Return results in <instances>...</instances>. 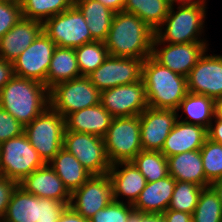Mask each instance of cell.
<instances>
[{
	"mask_svg": "<svg viewBox=\"0 0 222 222\" xmlns=\"http://www.w3.org/2000/svg\"><path fill=\"white\" fill-rule=\"evenodd\" d=\"M155 32L138 16L125 11L114 14L104 41L109 55L146 59L152 56Z\"/></svg>",
	"mask_w": 222,
	"mask_h": 222,
	"instance_id": "1",
	"label": "cell"
},
{
	"mask_svg": "<svg viewBox=\"0 0 222 222\" xmlns=\"http://www.w3.org/2000/svg\"><path fill=\"white\" fill-rule=\"evenodd\" d=\"M207 9L203 2L174 0L155 37L168 44L208 42L204 38Z\"/></svg>",
	"mask_w": 222,
	"mask_h": 222,
	"instance_id": "2",
	"label": "cell"
},
{
	"mask_svg": "<svg viewBox=\"0 0 222 222\" xmlns=\"http://www.w3.org/2000/svg\"><path fill=\"white\" fill-rule=\"evenodd\" d=\"M0 107L25 126L49 107V89L38 81L14 75L0 90Z\"/></svg>",
	"mask_w": 222,
	"mask_h": 222,
	"instance_id": "3",
	"label": "cell"
},
{
	"mask_svg": "<svg viewBox=\"0 0 222 222\" xmlns=\"http://www.w3.org/2000/svg\"><path fill=\"white\" fill-rule=\"evenodd\" d=\"M142 80L151 108L176 110L188 93L187 78L172 72L152 56L143 62Z\"/></svg>",
	"mask_w": 222,
	"mask_h": 222,
	"instance_id": "4",
	"label": "cell"
},
{
	"mask_svg": "<svg viewBox=\"0 0 222 222\" xmlns=\"http://www.w3.org/2000/svg\"><path fill=\"white\" fill-rule=\"evenodd\" d=\"M64 131L65 118L50 106L24 126V134L45 163L63 147Z\"/></svg>",
	"mask_w": 222,
	"mask_h": 222,
	"instance_id": "5",
	"label": "cell"
},
{
	"mask_svg": "<svg viewBox=\"0 0 222 222\" xmlns=\"http://www.w3.org/2000/svg\"><path fill=\"white\" fill-rule=\"evenodd\" d=\"M104 143L111 164L131 161L142 150L140 115L113 117Z\"/></svg>",
	"mask_w": 222,
	"mask_h": 222,
	"instance_id": "6",
	"label": "cell"
},
{
	"mask_svg": "<svg viewBox=\"0 0 222 222\" xmlns=\"http://www.w3.org/2000/svg\"><path fill=\"white\" fill-rule=\"evenodd\" d=\"M45 164L24 133L0 143V175L18 184Z\"/></svg>",
	"mask_w": 222,
	"mask_h": 222,
	"instance_id": "7",
	"label": "cell"
},
{
	"mask_svg": "<svg viewBox=\"0 0 222 222\" xmlns=\"http://www.w3.org/2000/svg\"><path fill=\"white\" fill-rule=\"evenodd\" d=\"M101 92L87 76L60 82L49 89V106L64 118L100 103Z\"/></svg>",
	"mask_w": 222,
	"mask_h": 222,
	"instance_id": "8",
	"label": "cell"
},
{
	"mask_svg": "<svg viewBox=\"0 0 222 222\" xmlns=\"http://www.w3.org/2000/svg\"><path fill=\"white\" fill-rule=\"evenodd\" d=\"M43 31L57 47L75 49L94 42L84 16L74 4L68 10L48 18L43 23Z\"/></svg>",
	"mask_w": 222,
	"mask_h": 222,
	"instance_id": "9",
	"label": "cell"
},
{
	"mask_svg": "<svg viewBox=\"0 0 222 222\" xmlns=\"http://www.w3.org/2000/svg\"><path fill=\"white\" fill-rule=\"evenodd\" d=\"M63 148L73 154L92 175L108 174V160L104 138L93 134L64 131Z\"/></svg>",
	"mask_w": 222,
	"mask_h": 222,
	"instance_id": "10",
	"label": "cell"
},
{
	"mask_svg": "<svg viewBox=\"0 0 222 222\" xmlns=\"http://www.w3.org/2000/svg\"><path fill=\"white\" fill-rule=\"evenodd\" d=\"M144 60L109 55L87 77L100 92L119 85L131 84L142 79V65Z\"/></svg>",
	"mask_w": 222,
	"mask_h": 222,
	"instance_id": "11",
	"label": "cell"
},
{
	"mask_svg": "<svg viewBox=\"0 0 222 222\" xmlns=\"http://www.w3.org/2000/svg\"><path fill=\"white\" fill-rule=\"evenodd\" d=\"M56 44L44 31L12 63L14 75L45 85Z\"/></svg>",
	"mask_w": 222,
	"mask_h": 222,
	"instance_id": "12",
	"label": "cell"
},
{
	"mask_svg": "<svg viewBox=\"0 0 222 222\" xmlns=\"http://www.w3.org/2000/svg\"><path fill=\"white\" fill-rule=\"evenodd\" d=\"M209 45L207 42L168 44L154 37L152 57L172 72L187 77Z\"/></svg>",
	"mask_w": 222,
	"mask_h": 222,
	"instance_id": "13",
	"label": "cell"
},
{
	"mask_svg": "<svg viewBox=\"0 0 222 222\" xmlns=\"http://www.w3.org/2000/svg\"><path fill=\"white\" fill-rule=\"evenodd\" d=\"M112 200V182L109 175H92L71 193L69 206L82 217L90 219Z\"/></svg>",
	"mask_w": 222,
	"mask_h": 222,
	"instance_id": "14",
	"label": "cell"
},
{
	"mask_svg": "<svg viewBox=\"0 0 222 222\" xmlns=\"http://www.w3.org/2000/svg\"><path fill=\"white\" fill-rule=\"evenodd\" d=\"M100 103L113 117L140 115L148 107L143 80L101 91Z\"/></svg>",
	"mask_w": 222,
	"mask_h": 222,
	"instance_id": "15",
	"label": "cell"
},
{
	"mask_svg": "<svg viewBox=\"0 0 222 222\" xmlns=\"http://www.w3.org/2000/svg\"><path fill=\"white\" fill-rule=\"evenodd\" d=\"M209 50L206 49L186 77L187 88L190 93L215 100L222 97V54H208Z\"/></svg>",
	"mask_w": 222,
	"mask_h": 222,
	"instance_id": "16",
	"label": "cell"
},
{
	"mask_svg": "<svg viewBox=\"0 0 222 222\" xmlns=\"http://www.w3.org/2000/svg\"><path fill=\"white\" fill-rule=\"evenodd\" d=\"M176 121V110L147 107L140 114L142 150L161 151Z\"/></svg>",
	"mask_w": 222,
	"mask_h": 222,
	"instance_id": "17",
	"label": "cell"
},
{
	"mask_svg": "<svg viewBox=\"0 0 222 222\" xmlns=\"http://www.w3.org/2000/svg\"><path fill=\"white\" fill-rule=\"evenodd\" d=\"M108 175L112 182L113 200L123 203L133 205L147 184L131 161L111 164Z\"/></svg>",
	"mask_w": 222,
	"mask_h": 222,
	"instance_id": "18",
	"label": "cell"
},
{
	"mask_svg": "<svg viewBox=\"0 0 222 222\" xmlns=\"http://www.w3.org/2000/svg\"><path fill=\"white\" fill-rule=\"evenodd\" d=\"M19 186L39 198L70 203L71 193L48 163L27 175Z\"/></svg>",
	"mask_w": 222,
	"mask_h": 222,
	"instance_id": "19",
	"label": "cell"
},
{
	"mask_svg": "<svg viewBox=\"0 0 222 222\" xmlns=\"http://www.w3.org/2000/svg\"><path fill=\"white\" fill-rule=\"evenodd\" d=\"M42 32V22L22 17L0 38V57L13 63Z\"/></svg>",
	"mask_w": 222,
	"mask_h": 222,
	"instance_id": "20",
	"label": "cell"
},
{
	"mask_svg": "<svg viewBox=\"0 0 222 222\" xmlns=\"http://www.w3.org/2000/svg\"><path fill=\"white\" fill-rule=\"evenodd\" d=\"M207 138L206 128L177 119L160 152L167 158L192 150H200Z\"/></svg>",
	"mask_w": 222,
	"mask_h": 222,
	"instance_id": "21",
	"label": "cell"
},
{
	"mask_svg": "<svg viewBox=\"0 0 222 222\" xmlns=\"http://www.w3.org/2000/svg\"><path fill=\"white\" fill-rule=\"evenodd\" d=\"M113 116L98 103L81 109L65 117V131L87 133L104 138Z\"/></svg>",
	"mask_w": 222,
	"mask_h": 222,
	"instance_id": "22",
	"label": "cell"
},
{
	"mask_svg": "<svg viewBox=\"0 0 222 222\" xmlns=\"http://www.w3.org/2000/svg\"><path fill=\"white\" fill-rule=\"evenodd\" d=\"M175 184L176 180L170 175L155 182H147L133 204L134 210L142 213H164L169 207Z\"/></svg>",
	"mask_w": 222,
	"mask_h": 222,
	"instance_id": "23",
	"label": "cell"
},
{
	"mask_svg": "<svg viewBox=\"0 0 222 222\" xmlns=\"http://www.w3.org/2000/svg\"><path fill=\"white\" fill-rule=\"evenodd\" d=\"M168 172L176 181L191 182L206 188V177L200 150L167 157Z\"/></svg>",
	"mask_w": 222,
	"mask_h": 222,
	"instance_id": "24",
	"label": "cell"
},
{
	"mask_svg": "<svg viewBox=\"0 0 222 222\" xmlns=\"http://www.w3.org/2000/svg\"><path fill=\"white\" fill-rule=\"evenodd\" d=\"M48 164L70 193L81 187L92 176L77 158L63 147Z\"/></svg>",
	"mask_w": 222,
	"mask_h": 222,
	"instance_id": "25",
	"label": "cell"
},
{
	"mask_svg": "<svg viewBox=\"0 0 222 222\" xmlns=\"http://www.w3.org/2000/svg\"><path fill=\"white\" fill-rule=\"evenodd\" d=\"M214 106V99L205 95L188 92L176 109L177 119L202 126L208 130L214 119ZM179 111H182L181 116L179 115ZM183 114L185 117H182Z\"/></svg>",
	"mask_w": 222,
	"mask_h": 222,
	"instance_id": "26",
	"label": "cell"
},
{
	"mask_svg": "<svg viewBox=\"0 0 222 222\" xmlns=\"http://www.w3.org/2000/svg\"><path fill=\"white\" fill-rule=\"evenodd\" d=\"M74 5L80 10L87 22L92 39L104 42L115 12L97 0H77Z\"/></svg>",
	"mask_w": 222,
	"mask_h": 222,
	"instance_id": "27",
	"label": "cell"
},
{
	"mask_svg": "<svg viewBox=\"0 0 222 222\" xmlns=\"http://www.w3.org/2000/svg\"><path fill=\"white\" fill-rule=\"evenodd\" d=\"M81 77L75 49L56 47L47 72L45 86L50 89L54 85Z\"/></svg>",
	"mask_w": 222,
	"mask_h": 222,
	"instance_id": "28",
	"label": "cell"
},
{
	"mask_svg": "<svg viewBox=\"0 0 222 222\" xmlns=\"http://www.w3.org/2000/svg\"><path fill=\"white\" fill-rule=\"evenodd\" d=\"M174 0H126L125 12L135 14L154 32L162 25Z\"/></svg>",
	"mask_w": 222,
	"mask_h": 222,
	"instance_id": "29",
	"label": "cell"
},
{
	"mask_svg": "<svg viewBox=\"0 0 222 222\" xmlns=\"http://www.w3.org/2000/svg\"><path fill=\"white\" fill-rule=\"evenodd\" d=\"M6 222H37V196L19 185L14 190L3 218Z\"/></svg>",
	"mask_w": 222,
	"mask_h": 222,
	"instance_id": "30",
	"label": "cell"
},
{
	"mask_svg": "<svg viewBox=\"0 0 222 222\" xmlns=\"http://www.w3.org/2000/svg\"><path fill=\"white\" fill-rule=\"evenodd\" d=\"M131 162L147 182H155L169 175L167 158L160 151L141 150Z\"/></svg>",
	"mask_w": 222,
	"mask_h": 222,
	"instance_id": "31",
	"label": "cell"
},
{
	"mask_svg": "<svg viewBox=\"0 0 222 222\" xmlns=\"http://www.w3.org/2000/svg\"><path fill=\"white\" fill-rule=\"evenodd\" d=\"M20 3L23 18L42 23L74 4L72 0H20Z\"/></svg>",
	"mask_w": 222,
	"mask_h": 222,
	"instance_id": "32",
	"label": "cell"
},
{
	"mask_svg": "<svg viewBox=\"0 0 222 222\" xmlns=\"http://www.w3.org/2000/svg\"><path fill=\"white\" fill-rule=\"evenodd\" d=\"M76 59L81 76L96 70L109 56L105 43L94 41L75 48Z\"/></svg>",
	"mask_w": 222,
	"mask_h": 222,
	"instance_id": "33",
	"label": "cell"
},
{
	"mask_svg": "<svg viewBox=\"0 0 222 222\" xmlns=\"http://www.w3.org/2000/svg\"><path fill=\"white\" fill-rule=\"evenodd\" d=\"M193 222H222V204L209 186L200 192L197 206L192 213Z\"/></svg>",
	"mask_w": 222,
	"mask_h": 222,
	"instance_id": "34",
	"label": "cell"
},
{
	"mask_svg": "<svg viewBox=\"0 0 222 222\" xmlns=\"http://www.w3.org/2000/svg\"><path fill=\"white\" fill-rule=\"evenodd\" d=\"M203 188L191 182L176 181L168 209L192 214Z\"/></svg>",
	"mask_w": 222,
	"mask_h": 222,
	"instance_id": "35",
	"label": "cell"
},
{
	"mask_svg": "<svg viewBox=\"0 0 222 222\" xmlns=\"http://www.w3.org/2000/svg\"><path fill=\"white\" fill-rule=\"evenodd\" d=\"M206 187L216 180L222 179V144L206 139L200 149Z\"/></svg>",
	"mask_w": 222,
	"mask_h": 222,
	"instance_id": "36",
	"label": "cell"
},
{
	"mask_svg": "<svg viewBox=\"0 0 222 222\" xmlns=\"http://www.w3.org/2000/svg\"><path fill=\"white\" fill-rule=\"evenodd\" d=\"M133 211L132 204L112 200L105 208L92 216L89 222H127Z\"/></svg>",
	"mask_w": 222,
	"mask_h": 222,
	"instance_id": "37",
	"label": "cell"
},
{
	"mask_svg": "<svg viewBox=\"0 0 222 222\" xmlns=\"http://www.w3.org/2000/svg\"><path fill=\"white\" fill-rule=\"evenodd\" d=\"M21 18L22 10L20 0H0V38Z\"/></svg>",
	"mask_w": 222,
	"mask_h": 222,
	"instance_id": "38",
	"label": "cell"
},
{
	"mask_svg": "<svg viewBox=\"0 0 222 222\" xmlns=\"http://www.w3.org/2000/svg\"><path fill=\"white\" fill-rule=\"evenodd\" d=\"M69 203L37 197V222H58Z\"/></svg>",
	"mask_w": 222,
	"mask_h": 222,
	"instance_id": "39",
	"label": "cell"
},
{
	"mask_svg": "<svg viewBox=\"0 0 222 222\" xmlns=\"http://www.w3.org/2000/svg\"><path fill=\"white\" fill-rule=\"evenodd\" d=\"M24 133V125L0 107V143Z\"/></svg>",
	"mask_w": 222,
	"mask_h": 222,
	"instance_id": "40",
	"label": "cell"
},
{
	"mask_svg": "<svg viewBox=\"0 0 222 222\" xmlns=\"http://www.w3.org/2000/svg\"><path fill=\"white\" fill-rule=\"evenodd\" d=\"M18 185L16 181L0 175V220H3L11 196Z\"/></svg>",
	"mask_w": 222,
	"mask_h": 222,
	"instance_id": "41",
	"label": "cell"
},
{
	"mask_svg": "<svg viewBox=\"0 0 222 222\" xmlns=\"http://www.w3.org/2000/svg\"><path fill=\"white\" fill-rule=\"evenodd\" d=\"M164 222H193L192 214L167 209L161 214Z\"/></svg>",
	"mask_w": 222,
	"mask_h": 222,
	"instance_id": "42",
	"label": "cell"
},
{
	"mask_svg": "<svg viewBox=\"0 0 222 222\" xmlns=\"http://www.w3.org/2000/svg\"><path fill=\"white\" fill-rule=\"evenodd\" d=\"M14 77L13 64L0 57V90Z\"/></svg>",
	"mask_w": 222,
	"mask_h": 222,
	"instance_id": "43",
	"label": "cell"
},
{
	"mask_svg": "<svg viewBox=\"0 0 222 222\" xmlns=\"http://www.w3.org/2000/svg\"><path fill=\"white\" fill-rule=\"evenodd\" d=\"M127 222H164L161 214L133 211Z\"/></svg>",
	"mask_w": 222,
	"mask_h": 222,
	"instance_id": "44",
	"label": "cell"
},
{
	"mask_svg": "<svg viewBox=\"0 0 222 222\" xmlns=\"http://www.w3.org/2000/svg\"><path fill=\"white\" fill-rule=\"evenodd\" d=\"M208 139L222 144V121H212L207 130Z\"/></svg>",
	"mask_w": 222,
	"mask_h": 222,
	"instance_id": "45",
	"label": "cell"
},
{
	"mask_svg": "<svg viewBox=\"0 0 222 222\" xmlns=\"http://www.w3.org/2000/svg\"><path fill=\"white\" fill-rule=\"evenodd\" d=\"M58 222H89V219L82 217L70 206H67L61 214Z\"/></svg>",
	"mask_w": 222,
	"mask_h": 222,
	"instance_id": "46",
	"label": "cell"
},
{
	"mask_svg": "<svg viewBox=\"0 0 222 222\" xmlns=\"http://www.w3.org/2000/svg\"><path fill=\"white\" fill-rule=\"evenodd\" d=\"M101 2L105 7L109 8L115 13L124 10V5L126 0H97Z\"/></svg>",
	"mask_w": 222,
	"mask_h": 222,
	"instance_id": "47",
	"label": "cell"
},
{
	"mask_svg": "<svg viewBox=\"0 0 222 222\" xmlns=\"http://www.w3.org/2000/svg\"><path fill=\"white\" fill-rule=\"evenodd\" d=\"M213 121H222V97L215 99Z\"/></svg>",
	"mask_w": 222,
	"mask_h": 222,
	"instance_id": "48",
	"label": "cell"
},
{
	"mask_svg": "<svg viewBox=\"0 0 222 222\" xmlns=\"http://www.w3.org/2000/svg\"><path fill=\"white\" fill-rule=\"evenodd\" d=\"M210 187L217 194L220 203L222 204V179L216 180L210 184Z\"/></svg>",
	"mask_w": 222,
	"mask_h": 222,
	"instance_id": "49",
	"label": "cell"
},
{
	"mask_svg": "<svg viewBox=\"0 0 222 222\" xmlns=\"http://www.w3.org/2000/svg\"><path fill=\"white\" fill-rule=\"evenodd\" d=\"M182 1L203 2V3H206V4L208 2V0H182Z\"/></svg>",
	"mask_w": 222,
	"mask_h": 222,
	"instance_id": "50",
	"label": "cell"
}]
</instances>
